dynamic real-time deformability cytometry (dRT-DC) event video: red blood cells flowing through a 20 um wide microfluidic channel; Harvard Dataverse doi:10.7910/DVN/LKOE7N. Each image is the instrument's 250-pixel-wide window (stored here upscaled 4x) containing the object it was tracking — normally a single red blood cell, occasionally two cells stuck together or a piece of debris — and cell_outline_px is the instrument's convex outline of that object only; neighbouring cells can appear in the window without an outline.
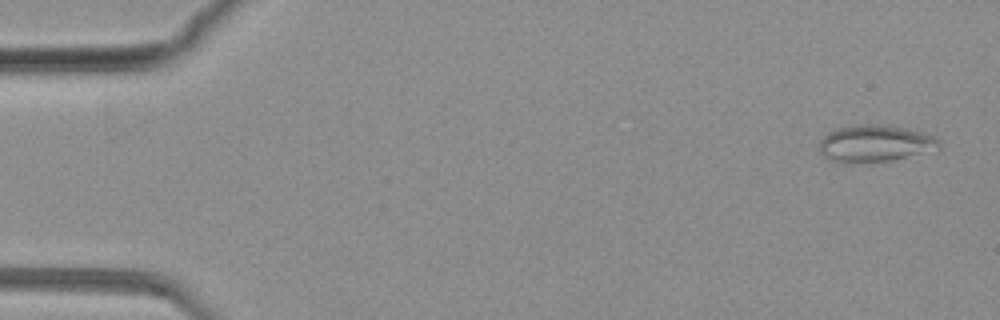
{"species": "common noctule bat (a hibernating species)", "species_latin": "Nyctalus noctula", "temperature_condition": "warm", "stored_images_in_passage": 81, "camera_frame_rate_fps": 3000, "um_per_image_px": 0.085, "animal": {"sex": "female", "body_mass_g": 19.3, "forearm_length_mm": 54.1}, "frame": {"image": 1, "passage_image": 3, "time_ms": 0.667, "image_size_px": [1000, 320], "cell_outline_px": [[940, 148], [892, 160], [828, 160], [820, 152], [820, 140], [828, 132], [840, 128], [856, 124], [880, 124], [904, 128], [924, 132], [936, 136], [940, 140]], "centroid_in_image_um": [74.43, 12.14], "position_along_channel_um": 10.6, "area_um2": 24.97}}
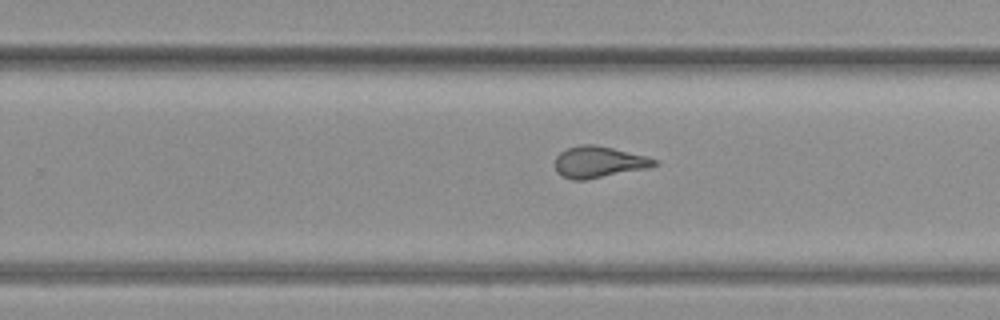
{"frame": {"image": 2, "passage_image": 51, "time_ms": 16.667, "image_size_px": [1000, 320], "cell_outline_px": [[660, 164], [648, 168], [588, 180], [572, 180], [556, 172], [556, 156], [560, 152], [568, 148], [580, 144], [596, 144], [644, 156], [656, 160]], "centroid_in_image_um": [50.89, 13.78], "position_along_channel_um": 278.9, "area_um2": 18.15}}
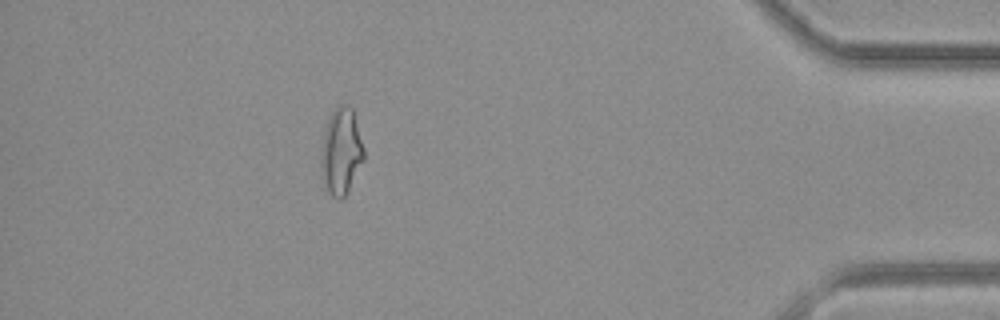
{"frame": {"image": 3, "passage_image": 72, "time_ms": 23.667, "image_size_px": [1000, 320], "cell_outline_px": [[364, 160], [344, 196], [340, 200], [336, 200], [324, 188], [320, 156], [324, 132], [328, 120], [332, 112], [340, 104], [348, 104], [352, 108], [364, 148]], "centroid_in_image_um": [28.99, 12.88], "position_along_channel_um": 406.2, "area_um2": 21.44}}